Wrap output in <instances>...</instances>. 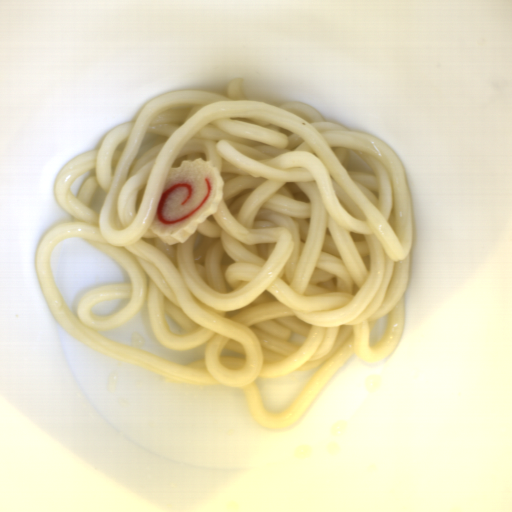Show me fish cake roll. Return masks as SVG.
I'll return each instance as SVG.
<instances>
[{"mask_svg": "<svg viewBox=\"0 0 512 512\" xmlns=\"http://www.w3.org/2000/svg\"><path fill=\"white\" fill-rule=\"evenodd\" d=\"M224 179L212 161L183 160L169 169L151 232L163 243H185L214 214L223 198Z\"/></svg>", "mask_w": 512, "mask_h": 512, "instance_id": "fish-cake-roll-1", "label": "fish cake roll"}]
</instances>
